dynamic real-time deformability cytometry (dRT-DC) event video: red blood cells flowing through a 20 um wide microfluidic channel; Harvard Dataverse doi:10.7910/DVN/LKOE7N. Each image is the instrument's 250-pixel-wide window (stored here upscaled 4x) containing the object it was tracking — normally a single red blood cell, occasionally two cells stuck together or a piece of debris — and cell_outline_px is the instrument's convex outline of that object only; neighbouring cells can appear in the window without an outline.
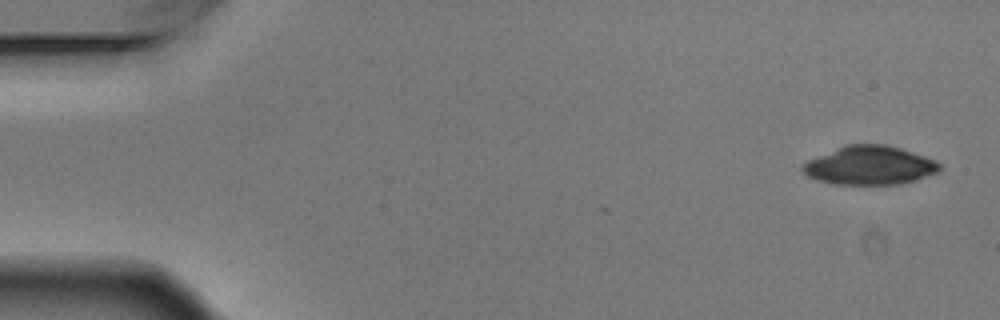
{"species": "Egyptian fruit bat (a non-hibernating species)", "species_latin": "Rousettus aegyptiacus", "temperature_condition": "warm", "stored_images_in_passage": 5, "camera_frame_rate_fps": 3000, "um_per_image_px": 0.085, "animal": {"sex": "male"}, "frame": {"image": 1, "passage_image": 1, "time_ms": 0.0, "image_size_px": [1000, 320], "cell_outline_px": [[940, 172], [916, 180], [900, 184], [832, 184], [816, 180], [808, 176], [800, 168], [800, 164], [808, 160], [848, 144], [888, 144], [936, 160], [940, 164]], "centroid_in_image_um": [73.93, 14.07], "position_along_channel_um": 11.1, "area_um2": 30.92}}
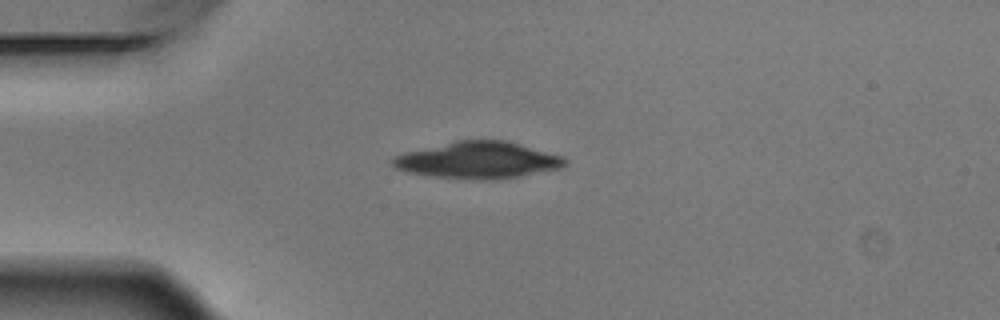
{"frame": {"image": 2, "passage_image": 4, "time_ms": 1.0, "image_size_px": [1000, 320], "cell_outline_px": [[568, 164], [560, 168], [520, 176], [484, 180], [428, 176], [408, 172], [396, 168], [388, 160], [392, 156], [404, 152], [456, 140], [504, 140], [520, 144], [564, 156], [568, 160]], "centroid_in_image_um": [40.6, 13.61], "position_along_channel_um": 44.4, "area_um2": 36.99}}